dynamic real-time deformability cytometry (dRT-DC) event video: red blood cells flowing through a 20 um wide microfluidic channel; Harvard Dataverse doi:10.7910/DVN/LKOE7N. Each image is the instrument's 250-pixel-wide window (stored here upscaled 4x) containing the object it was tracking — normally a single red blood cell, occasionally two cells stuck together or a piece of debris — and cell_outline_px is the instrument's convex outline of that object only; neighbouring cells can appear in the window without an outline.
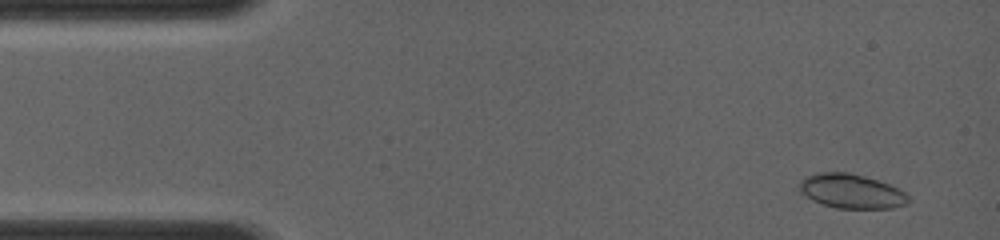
{"species": "common noctule bat (a hibernating species)", "species_latin": "Nyctalus noctula", "temperature_condition": "room temperature", "stored_images_in_passage": 46, "camera_frame_rate_fps": 4000, "um_per_image_px": 0.085, "animal": {"sex": "female", "body_mass_g": 19.0, "forearm_length_mm": 56.7}, "frame": {"image": 1, "passage_image": 2, "time_ms": 0.5, "image_size_px": [1000, 240], "cell_outline_px": [[908, 200], [904, 204], [892, 208], [840, 208], [824, 204], [808, 196], [796, 184], [804, 176], [820, 172], [848, 172], [864, 176], [888, 184], [904, 192], [908, 196]], "centroid_in_image_um": [72.34, 16.23], "position_along_channel_um": 12.7, "area_um2": 21.27}}
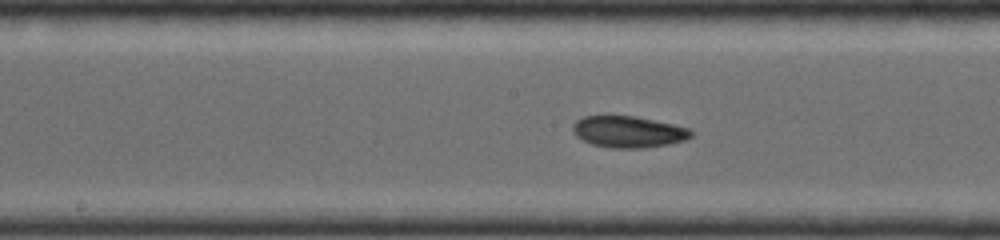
{"frame": {"image": 2, "passage_image": 23, "time_ms": 6.75, "image_size_px": [1000, 240], "cell_outline_px": [[692, 136], [684, 140], [664, 144], [628, 148], [624, 148], [596, 144], [584, 140], [576, 136], [572, 128], [576, 120], [584, 116], [636, 116], [672, 124], [688, 128], [692, 132]], "centroid_in_image_um": [53.4, 11.17], "position_along_channel_um": 194.8, "area_um2": 20.87}}
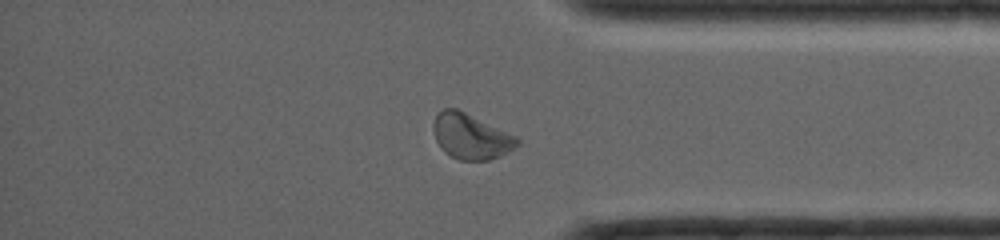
{"frame": {"image": 3, "passage_image": 38, "time_ms": 11.25, "image_size_px": [1000, 240], "cell_outline_px": [[520, 140], [508, 152], [500, 156], [488, 160], [460, 160], [452, 156], [436, 140], [432, 128], [432, 124], [436, 116], [444, 108], [456, 108], [516, 136]], "centroid_in_image_um": [40.01, 11.58], "position_along_channel_um": 395.2, "area_um2": 21.56}}